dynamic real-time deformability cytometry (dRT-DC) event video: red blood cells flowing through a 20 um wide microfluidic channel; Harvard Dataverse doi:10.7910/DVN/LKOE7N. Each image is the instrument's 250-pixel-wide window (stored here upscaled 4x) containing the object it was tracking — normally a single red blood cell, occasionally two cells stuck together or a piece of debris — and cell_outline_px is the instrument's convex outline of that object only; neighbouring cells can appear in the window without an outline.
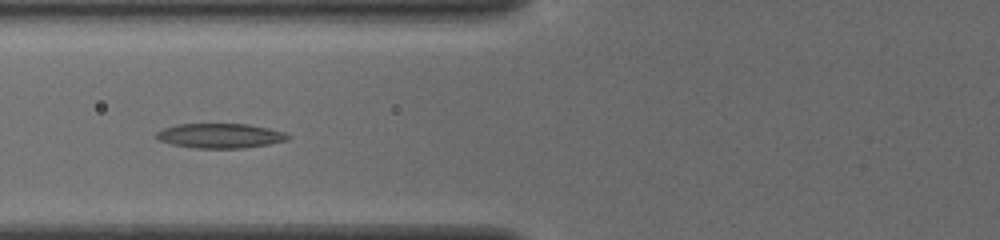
{"species": "common noctule bat (a hibernating species)", "species_latin": "Nyctalus noctula", "temperature_condition": "cold", "stored_images_in_passage": 41, "camera_frame_rate_fps": 3000, "um_per_image_px": 0.085, "animal": {"sex": "female", "body_mass_g": 19.5, "forearm_length_mm": 54.1}, "frame": {"image": 1, "passage_image": 15, "time_ms": 4.667, "image_size_px": [1000, 240], "cell_outline_px": [[292, 136], [288, 140], [268, 144], [244, 148], [192, 148], [172, 144], [160, 140], [156, 136], [156, 132], [164, 128], [176, 124], [248, 124], [268, 128], [284, 132]], "centroid_in_image_um": [18.73, 11.54], "position_along_channel_um": 107.1, "area_um2": 18.9}}
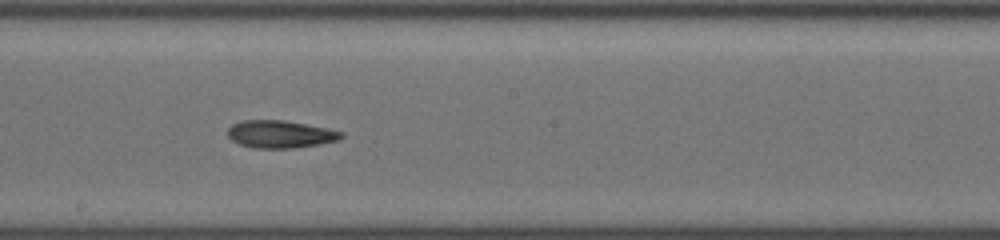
{"frame": {"image": 2, "passage_image": 24, "time_ms": 7.667, "image_size_px": [1000, 240], "cell_outline_px": [[344, 136], [340, 140], [292, 148], [252, 148], [240, 144], [232, 140], [228, 136], [228, 128], [232, 124], [244, 120], [284, 120], [328, 128], [344, 132]], "centroid_in_image_um": [23.83, 11.4], "position_along_channel_um": 224.4, "area_um2": 18.21}}
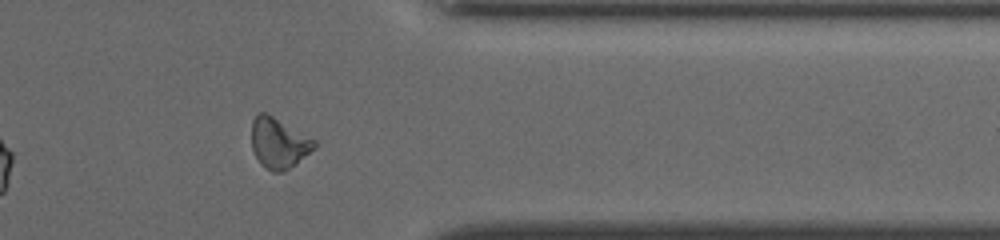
{"frame": {"image": 3, "passage_image": 37, "time_ms": 12.0, "image_size_px": [1000, 240], "cell_outline_px": [[316, 148], [296, 164], [284, 172], [272, 172], [264, 168], [260, 164], [252, 148], [252, 120], [260, 112], [264, 112], [272, 116], [316, 140]], "centroid_in_image_um": [23.7, 12.2], "position_along_channel_um": 387.7, "area_um2": 18.44}, "authors_computed_cell_mechanics": {"area_um2": 18.9006, "velocity_mm_per_s": 3.9045, "shape_relaxation_time_tau1_ms": 6.9189, "shape_relaxation_time_tau2_ms": 3.9566, "deformation_change_tau1": 0.1673, "deformation_change_tau2": 0.1232}}